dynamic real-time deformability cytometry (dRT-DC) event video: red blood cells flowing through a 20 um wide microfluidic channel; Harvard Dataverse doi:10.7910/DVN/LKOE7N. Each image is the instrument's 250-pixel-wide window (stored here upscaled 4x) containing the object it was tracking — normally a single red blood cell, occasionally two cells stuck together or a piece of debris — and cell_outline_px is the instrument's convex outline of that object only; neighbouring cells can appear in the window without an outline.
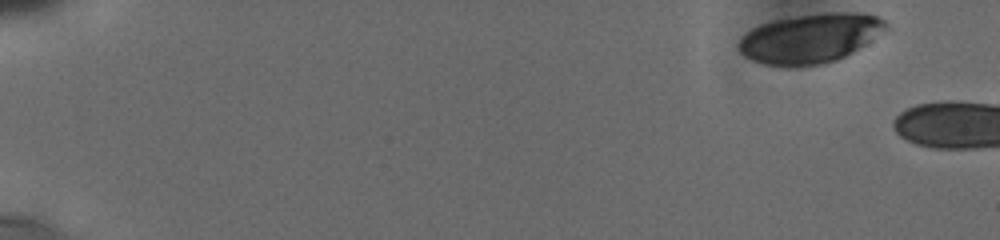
{"species": "human", "species_latin": "Homo sapiens", "temperature_condition": "cold", "stored_images_in_passage": 4, "camera_frame_rate_fps": 3000, "um_per_image_px": 0.085, "donor": {"sex": "male"}, "frame": {"image": 1, "passage_image": 1, "time_ms": 0.0, "image_size_px": [1000, 240], "cell_outline_px": [[888, 28], [852, 52], [836, 60], [824, 64], [788, 68], [764, 64], [752, 60], [744, 56], [740, 52], [736, 44], [752, 28], [776, 20], [800, 16], [828, 12], [864, 12], [876, 16], [884, 20], [888, 24]], "centroid_in_image_um": [68.86, 3.28], "position_along_channel_um": 16.1, "area_um2": 42.25}}